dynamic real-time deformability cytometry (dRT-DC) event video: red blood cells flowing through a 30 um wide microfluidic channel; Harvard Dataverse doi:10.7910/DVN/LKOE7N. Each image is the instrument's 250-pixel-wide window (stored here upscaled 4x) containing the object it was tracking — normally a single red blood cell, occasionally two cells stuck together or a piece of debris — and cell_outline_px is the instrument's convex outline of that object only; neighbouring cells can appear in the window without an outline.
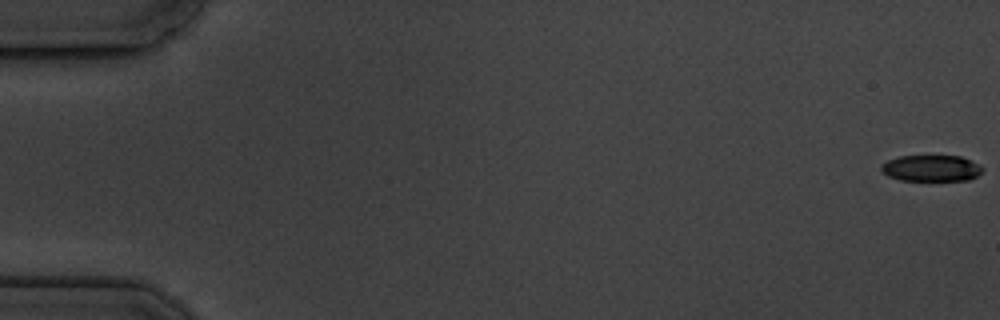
{"species": "common noctule bat (a hibernating species)", "species_latin": "Nyctalus noctula", "temperature_condition": "cold", "stored_images_in_passage": 6, "camera_frame_rate_fps": 3000, "um_per_image_px": 0.085, "animal": {"sex": "male", "body_mass_g": 19.5, "forearm_length_mm": 54.6}, "frame": {"image": 1, "passage_image": 1, "time_ms": 0.0, "image_size_px": [1000, 320], "cell_outline_px": [[984, 168], [976, 176], [968, 180], [900, 180], [888, 176], [880, 168], [888, 160], [900, 156], [960, 156], [980, 164]], "centroid_in_image_um": [79.18, 14.29], "position_along_channel_um": 5.8, "area_um2": 15.32}}
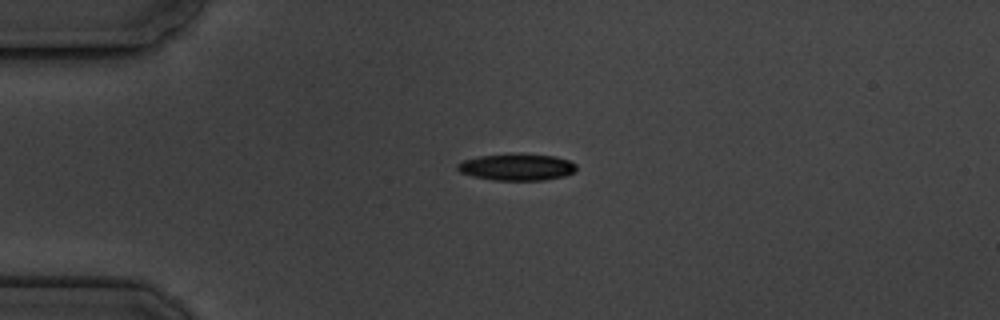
{"frame": {"image": 2, "passage_image": 5, "time_ms": 4.667, "image_size_px": [1000, 320], "cell_outline_px": [[576, 172], [564, 176], [544, 180], [492, 180], [472, 176], [460, 172], [456, 168], [456, 164], [464, 160], [480, 156], [520, 152], [556, 156], [568, 160], [576, 164]], "centroid_in_image_um": [43.95, 14.18], "position_along_channel_um": 41.1, "area_um2": 18.9}}